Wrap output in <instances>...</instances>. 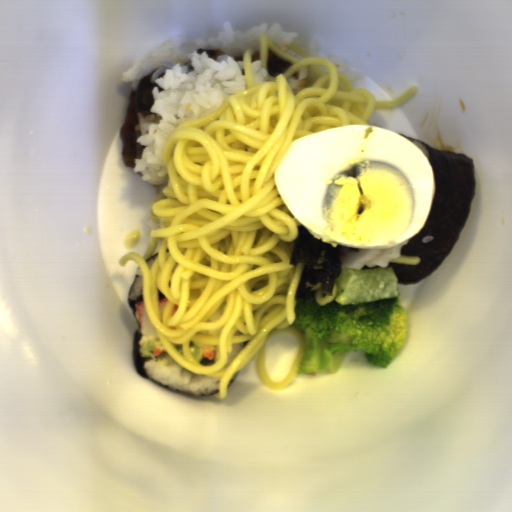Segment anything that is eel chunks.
I'll use <instances>...</instances> for the list:
<instances>
[{"mask_svg": "<svg viewBox=\"0 0 512 512\" xmlns=\"http://www.w3.org/2000/svg\"><path fill=\"white\" fill-rule=\"evenodd\" d=\"M293 64L288 63L281 58H279L277 55H275L271 49L268 47V53H267V73L268 75H272L273 77L283 74L285 70H287L290 66Z\"/></svg>", "mask_w": 512, "mask_h": 512, "instance_id": "2", "label": "eel chunks"}, {"mask_svg": "<svg viewBox=\"0 0 512 512\" xmlns=\"http://www.w3.org/2000/svg\"><path fill=\"white\" fill-rule=\"evenodd\" d=\"M202 52H206L207 57H209L213 60H216V61H217V57H221L222 55L225 54L218 48H200V47H198L196 50V54L200 55V54H202Z\"/></svg>", "mask_w": 512, "mask_h": 512, "instance_id": "3", "label": "eel chunks"}, {"mask_svg": "<svg viewBox=\"0 0 512 512\" xmlns=\"http://www.w3.org/2000/svg\"><path fill=\"white\" fill-rule=\"evenodd\" d=\"M151 79V75L145 76L138 82L135 89L132 86L129 89L124 121L119 132L123 143L121 161L124 167L133 168L135 161L141 157L144 149L137 141L139 137V132L135 128L138 123L137 113H145L150 109L154 102L155 88L158 93L163 90L160 85L151 82Z\"/></svg>", "mask_w": 512, "mask_h": 512, "instance_id": "1", "label": "eel chunks"}]
</instances>
